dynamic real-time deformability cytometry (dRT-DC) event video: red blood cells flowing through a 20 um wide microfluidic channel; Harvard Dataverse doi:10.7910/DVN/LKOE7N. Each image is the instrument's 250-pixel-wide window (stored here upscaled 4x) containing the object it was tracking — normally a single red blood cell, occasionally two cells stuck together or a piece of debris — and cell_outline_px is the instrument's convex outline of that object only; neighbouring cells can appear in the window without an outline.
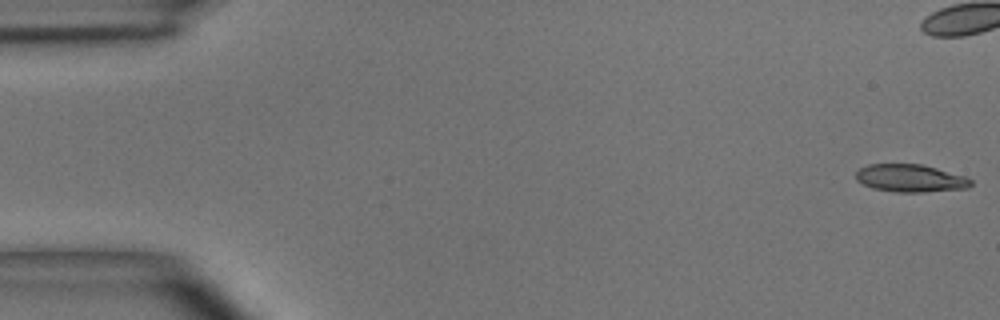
{"species": "common noctule bat (a hibernating species)", "species_latin": "Nyctalus noctula", "temperature_condition": "room temperature", "stored_images_in_passage": 50, "camera_frame_rate_fps": 3000, "um_per_image_px": 0.085, "animal": {"sex": "male", "body_mass_g": 15.6}, "frame": {"image": 1, "passage_image": 1, "time_ms": 0.0, "image_size_px": [1000, 320], "cell_outline_px": [[972, 184], [968, 188], [920, 192], [896, 192], [872, 188], [856, 180], [856, 172], [860, 168], [868, 164], [920, 164], [936, 168], [964, 176], [972, 180]], "centroid_in_image_um": [77.36, 15.15], "position_along_channel_um": 7.6, "area_um2": 18.38}}
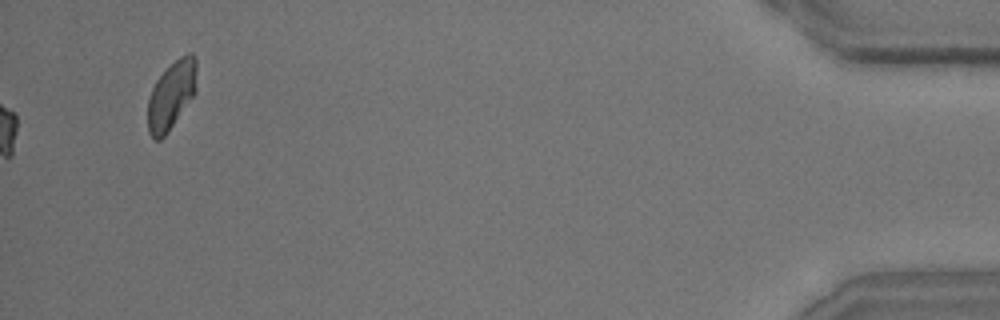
{"frame": {"image": 2, "passage_image": 50, "time_ms": 16.333, "image_size_px": [1000, 320], "cell_outline_px": [[196, 92], [168, 132], [160, 140], [156, 140], [148, 132], [148, 100], [152, 88], [156, 80], [180, 56], [188, 52], [192, 52], [196, 60]], "centroid_in_image_um": [14.58, 8.09], "position_along_channel_um": 420.6, "area_um2": 19.25}, "authors_computed_cell_mechanics": {"area_um2": 19.1318, "velocity_mm_per_s": 4.0802, "shape_relaxation_time_tau1_ms": 5.9892, "shape_relaxation_time_tau2_ms": 4.9571, "deformation_change_tau1": 0.1809, "deformation_change_tau2": 0.157}}